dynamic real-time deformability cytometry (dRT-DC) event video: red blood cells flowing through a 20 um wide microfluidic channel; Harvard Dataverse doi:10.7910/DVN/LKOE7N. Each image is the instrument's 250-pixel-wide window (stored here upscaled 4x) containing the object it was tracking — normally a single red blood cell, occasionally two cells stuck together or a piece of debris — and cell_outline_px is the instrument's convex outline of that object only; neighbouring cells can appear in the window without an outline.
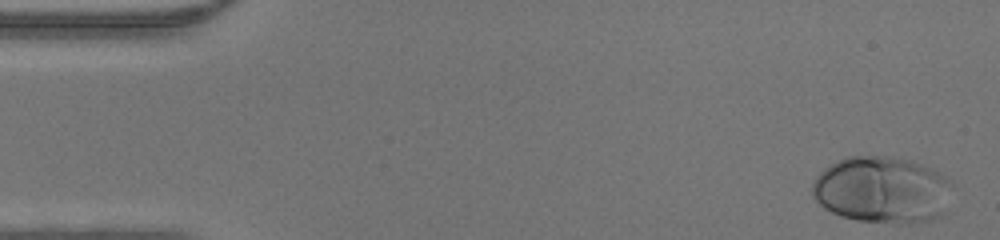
{"species": "human", "species_latin": "Homo sapiens", "temperature_condition": "warm", "stored_images_in_passage": 46, "camera_frame_rate_fps": 3000, "um_per_image_px": 0.085, "donor": {"sex": "male"}, "frame": {"image": 1, "passage_image": 1, "time_ms": 0.0, "image_size_px": [1000, 240], "cell_outline_px": [[952, 184], [944, 212], [940, 216], [932, 220], [900, 224], [896, 224], [856, 220], [832, 212], [824, 208], [812, 196], [812, 184], [816, 176], [824, 168], [848, 156], [884, 156], [908, 160], [932, 168], [948, 176]], "centroid_in_image_um": [74.99, 16.14], "position_along_channel_um": 10.0, "area_um2": 54.56}}
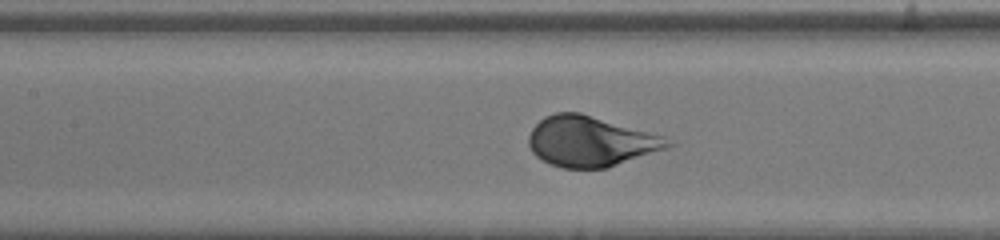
{"frame": {"image": 2, "passage_image": 20, "time_ms": 6.333, "image_size_px": [1000, 240], "cell_outline_px": [[676, 144], [668, 148], [608, 168], [560, 168], [536, 156], [532, 152], [528, 144], [528, 136], [532, 128], [544, 116], [556, 112], [580, 112], [664, 136]], "centroid_in_image_um": [50.2, 12.02], "position_along_channel_um": 157.2, "area_um2": 40.92}}
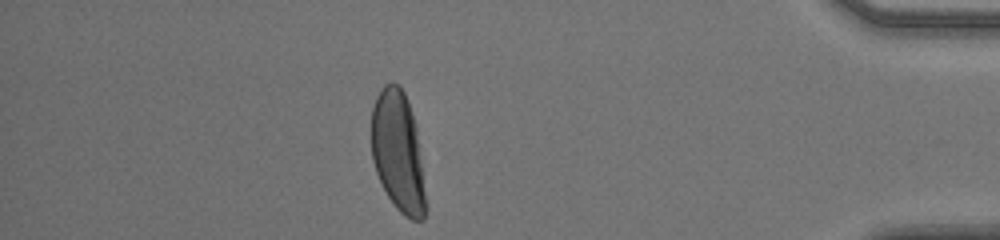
{"frame": {"image": 3, "passage_image": 40, "time_ms": 13.0, "image_size_px": [1000, 240], "cell_outline_px": [[424, 220], [412, 220], [404, 216], [396, 208], [388, 196], [376, 172], [372, 160], [372, 108], [376, 96], [380, 88], [384, 84], [392, 80], [400, 84], [404, 92], [412, 112], [416, 124], [424, 192]], "centroid_in_image_um": [33.8, 12.82], "position_along_channel_um": 401.4, "area_um2": 37.8}}